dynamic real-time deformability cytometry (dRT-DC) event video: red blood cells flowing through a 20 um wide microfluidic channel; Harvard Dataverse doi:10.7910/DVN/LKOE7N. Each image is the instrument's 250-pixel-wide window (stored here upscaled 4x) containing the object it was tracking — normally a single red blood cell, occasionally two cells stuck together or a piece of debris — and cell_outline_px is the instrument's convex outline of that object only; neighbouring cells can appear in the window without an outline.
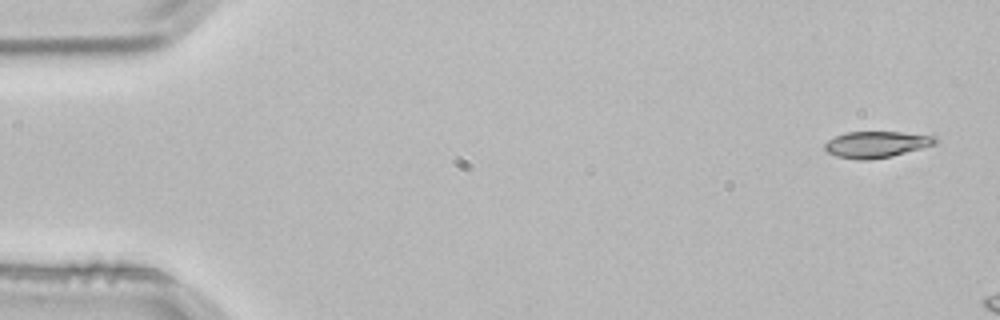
{"species": "common noctule bat (a hibernating species)", "species_latin": "Nyctalus noctula", "temperature_condition": "room temperature", "stored_images_in_passage": 3, "camera_frame_rate_fps": 3000, "um_per_image_px": 0.085, "animal": {"sex": "male", "body_mass_g": 21.5, "forearm_length_mm": 52.0}, "frame": {"image": 1, "passage_image": 1, "time_ms": 0.0, "image_size_px": [1000, 320], "cell_outline_px": [[940, 140], [936, 144], [892, 156], [864, 160], [860, 160], [836, 156], [828, 152], [824, 148], [824, 144], [828, 140], [844, 132], [900, 132], [936, 136]], "centroid_in_image_um": [74.51, 12.27], "position_along_channel_um": 10.5, "area_um2": 16.94}}